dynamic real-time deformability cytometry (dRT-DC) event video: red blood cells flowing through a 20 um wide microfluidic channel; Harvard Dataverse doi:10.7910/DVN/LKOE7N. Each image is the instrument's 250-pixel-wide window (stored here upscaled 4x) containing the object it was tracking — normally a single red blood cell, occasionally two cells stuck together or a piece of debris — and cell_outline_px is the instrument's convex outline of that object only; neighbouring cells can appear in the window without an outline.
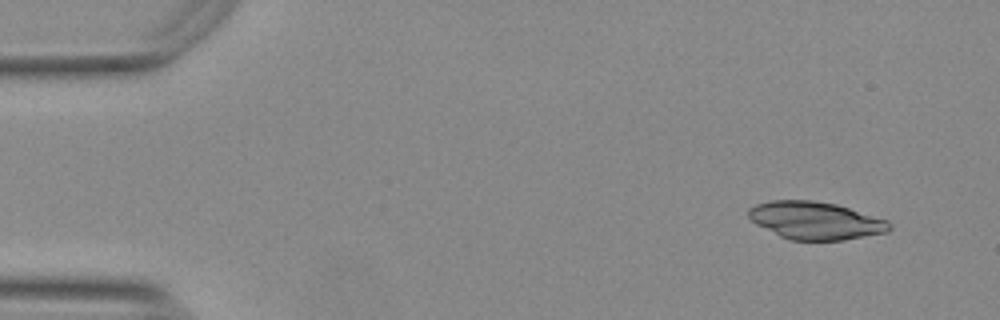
{"species": "Egyptian fruit bat (a non-hibernating species)", "species_latin": "Rousettus aegyptiacus", "temperature_condition": "warm", "stored_images_in_passage": 13, "camera_frame_rate_fps": 3000, "um_per_image_px": 0.085, "animal": {"sex": "female"}, "frame": {"image": 1, "passage_image": 1, "time_ms": 0.0, "image_size_px": [1000, 320], "cell_outline_px": [[892, 228], [888, 232], [844, 240], [792, 240], [780, 236], [756, 224], [748, 216], [748, 208], [756, 204], [772, 200], [812, 200], [836, 204], [888, 220], [892, 224]], "centroid_in_image_um": [69.33, 18.74], "position_along_channel_um": 15.7, "area_um2": 30.92}}